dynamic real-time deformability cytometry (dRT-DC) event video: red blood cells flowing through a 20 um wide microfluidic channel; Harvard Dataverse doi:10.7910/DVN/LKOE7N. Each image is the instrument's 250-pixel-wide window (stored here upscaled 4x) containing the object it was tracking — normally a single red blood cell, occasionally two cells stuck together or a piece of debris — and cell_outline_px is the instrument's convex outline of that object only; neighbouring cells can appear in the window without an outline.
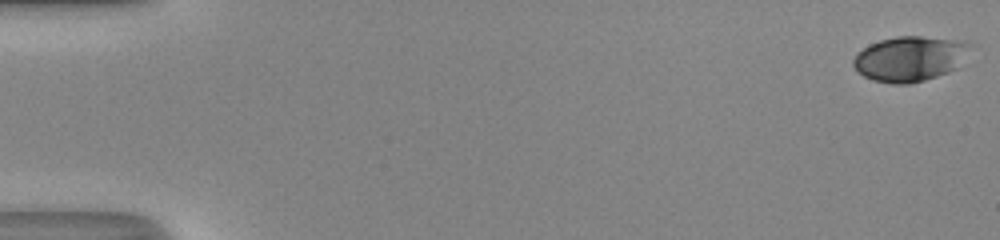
{"species": "human", "species_latin": "Homo sapiens", "temperature_condition": "room temperature", "stored_images_in_passage": 51, "camera_frame_rate_fps": 3000, "um_per_image_px": 0.085, "donor": {"sex": "male"}, "frame": {"image": 1, "passage_image": 1, "time_ms": 0.0, "image_size_px": [1000, 240], "cell_outline_px": [[972, 44], [956, 68], [948, 72], [924, 80], [908, 84], [892, 84], [872, 80], [856, 72], [852, 64], [852, 60], [856, 52], [868, 44], [880, 40], [896, 36], [920, 36], [948, 40]], "centroid_in_image_um": [77.21, 5.0], "position_along_channel_um": 7.8, "area_um2": 30.46}}
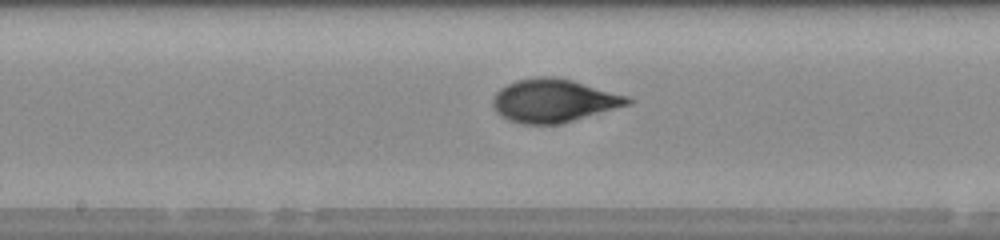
{"frame": {"image": 2, "passage_image": 28, "time_ms": 9.0, "image_size_px": [1000, 240], "cell_outline_px": [[636, 100], [632, 104], [560, 124], [524, 124], [508, 120], [496, 112], [492, 104], [492, 100], [496, 92], [500, 88], [516, 80], [536, 76], [556, 76], [572, 80], [628, 96]], "centroid_in_image_um": [47.08, 8.55], "position_along_channel_um": 201.1, "area_um2": 34.16}}
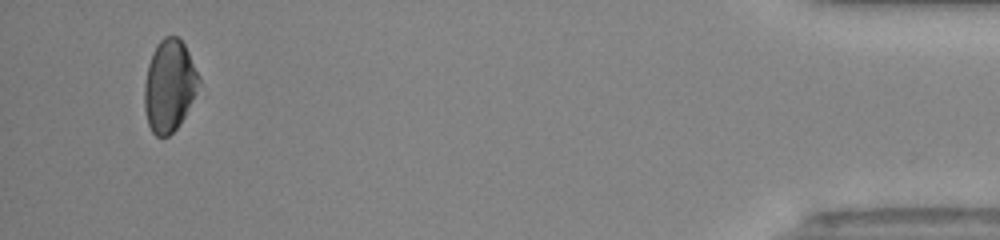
{"frame": {"image": 3, "passage_image": 49, "time_ms": 16.0, "image_size_px": [1000, 240], "cell_outline_px": [[204, 96], [180, 124], [168, 136], [156, 136], [152, 132], [148, 124], [144, 108], [144, 84], [148, 64], [152, 52], [156, 44], [164, 36], [176, 36], [184, 44], [200, 76]], "centroid_in_image_um": [14.49, 7.34], "position_along_channel_um": 420.7, "area_um2": 30.69}, "authors_computed_cell_mechanics": {"area_um2": 32.0212, "velocity_mm_per_s": 4.2255, "shape_relaxation_time_tau1_ms": 5.9473, "shape_relaxation_time_tau2_ms": 0.9549, "deformation_change_tau1": 0.1928, "deformation_change_tau2": 0.0434}}